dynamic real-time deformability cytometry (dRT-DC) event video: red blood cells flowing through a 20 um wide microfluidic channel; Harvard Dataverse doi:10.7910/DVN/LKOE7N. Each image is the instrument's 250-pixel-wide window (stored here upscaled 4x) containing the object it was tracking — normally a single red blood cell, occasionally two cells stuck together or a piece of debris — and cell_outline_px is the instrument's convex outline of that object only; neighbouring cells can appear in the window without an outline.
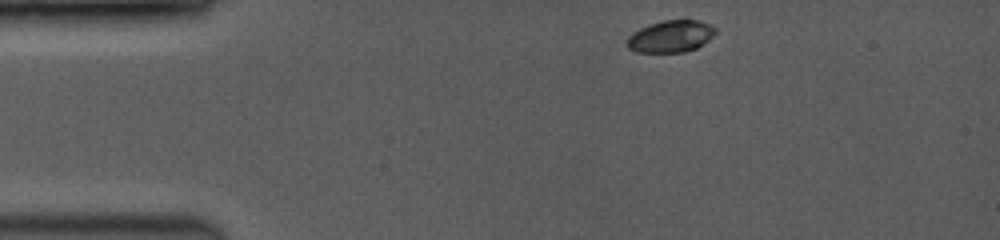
{"species": "common noctule bat (a hibernating species)", "species_latin": "Nyctalus noctula", "temperature_condition": "room temperature", "stored_images_in_passage": 52, "camera_frame_rate_fps": 3500, "um_per_image_px": 0.085, "animal": {"sex": "female", "body_mass_g": 19.0, "forearm_length_mm": 53.3}, "frame": {"image": 1, "passage_image": 1, "time_ms": 0.0, "image_size_px": [1000, 240], "cell_outline_px": [[716, 32], [708, 40], [696, 48], [684, 52], [636, 52], [628, 48], [628, 36], [640, 28], [664, 20], [696, 20], [708, 24], [716, 28]], "centroid_in_image_um": [57.01, 3.1], "position_along_channel_um": 28.0, "area_um2": 16.18}}
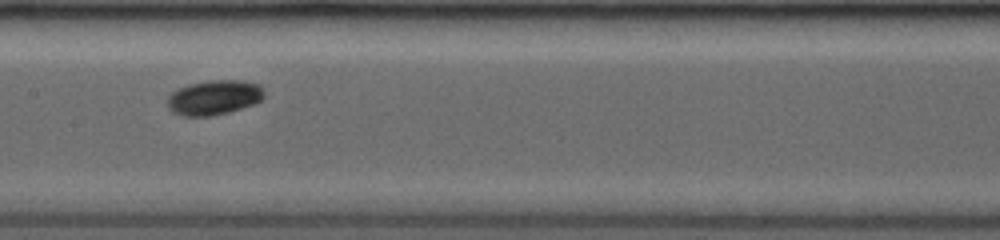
{"frame": {"image": 2, "passage_image": 25, "time_ms": 5.429, "image_size_px": [1000, 240], "cell_outline_px": [[264, 96], [256, 104], [228, 112], [212, 116], [180, 116], [172, 112], [168, 108], [168, 96], [176, 88], [188, 84], [208, 80], [240, 80], [260, 84], [264, 88]], "centroid_in_image_um": [18.19, 8.28], "position_along_channel_um": 189.2, "area_um2": 19.94}}
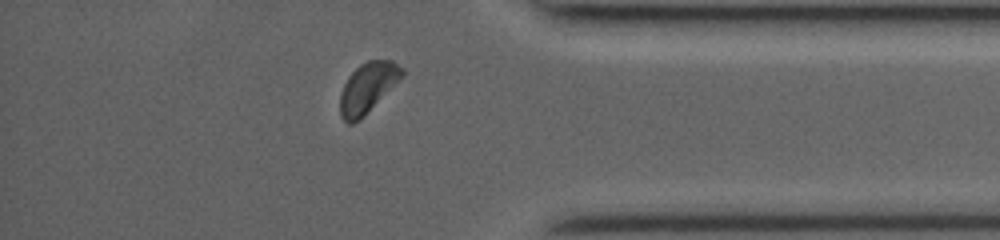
{"frame": {"image": 3, "passage_image": 45, "time_ms": 10.857, "image_size_px": [1000, 240], "cell_outline_px": [[404, 76], [360, 120], [352, 124], [348, 124], [340, 116], [340, 92], [348, 76], [360, 64], [368, 60], [392, 60], [404, 68]], "centroid_in_image_um": [31.26, 7.46], "position_along_channel_um": 403.9, "area_um2": 18.26}, "authors_computed_cell_mechanics": {"area_um2": 17.9469, "velocity_mm_per_s": 4.0841, "shape_relaxation_time_tau1_ms": 3.5035, "shape_relaxation_time_tau2_ms": 7.408, "deformation_change_tau1": 0.139, "deformation_change_tau2": 0.1281}}